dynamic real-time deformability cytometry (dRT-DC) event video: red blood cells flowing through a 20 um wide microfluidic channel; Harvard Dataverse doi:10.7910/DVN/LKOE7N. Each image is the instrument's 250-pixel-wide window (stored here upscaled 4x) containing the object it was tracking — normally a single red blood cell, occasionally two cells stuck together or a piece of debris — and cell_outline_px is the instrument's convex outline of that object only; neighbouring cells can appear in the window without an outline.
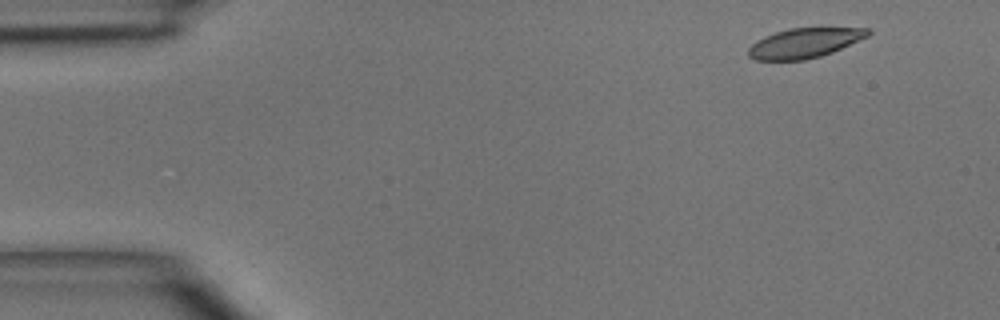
{"species": "common noctule bat (a hibernating species)", "species_latin": "Nyctalus noctula", "temperature_condition": "room temperature", "stored_images_in_passage": 3, "camera_frame_rate_fps": 3000, "um_per_image_px": 0.085, "animal": {"sex": "male", "body_mass_g": 15.6}, "frame": {"image": 1, "passage_image": 1, "time_ms": 0.0, "image_size_px": [1000, 320], "cell_outline_px": [[872, 32], [868, 36], [832, 52], [820, 56], [804, 60], [756, 60], [748, 56], [748, 48], [756, 40], [764, 36], [788, 28], [872, 28]], "centroid_in_image_um": [68.37, 3.65], "position_along_channel_um": 16.6, "area_um2": 20.69}}